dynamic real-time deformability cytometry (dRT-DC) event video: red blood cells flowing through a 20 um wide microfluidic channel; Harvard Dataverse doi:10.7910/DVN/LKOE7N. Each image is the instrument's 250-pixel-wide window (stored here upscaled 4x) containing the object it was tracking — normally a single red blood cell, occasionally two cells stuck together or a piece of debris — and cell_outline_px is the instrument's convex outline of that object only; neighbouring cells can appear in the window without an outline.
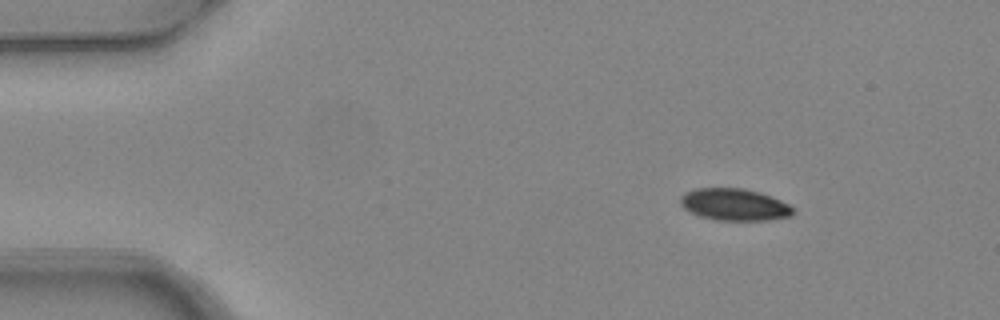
{"species": "common noctule bat (a hibernating species)", "species_latin": "Nyctalus noctula", "temperature_condition": "warm", "stored_images_in_passage": 5, "camera_frame_rate_fps": 3000, "um_per_image_px": 0.085, "animal": {"sex": "female", "body_mass_g": 24.6, "forearm_length_mm": 56.2}, "frame": {"image": 1, "passage_image": 2, "time_ms": 0.333, "image_size_px": [1000, 320], "cell_outline_px": [[792, 216], [768, 220], [716, 220], [700, 216], [688, 212], [680, 204], [680, 196], [696, 188], [744, 188], [760, 192], [780, 200], [788, 204], [792, 208]], "centroid_in_image_um": [62.4, 17.39], "position_along_channel_um": 22.6, "area_um2": 20.92}}
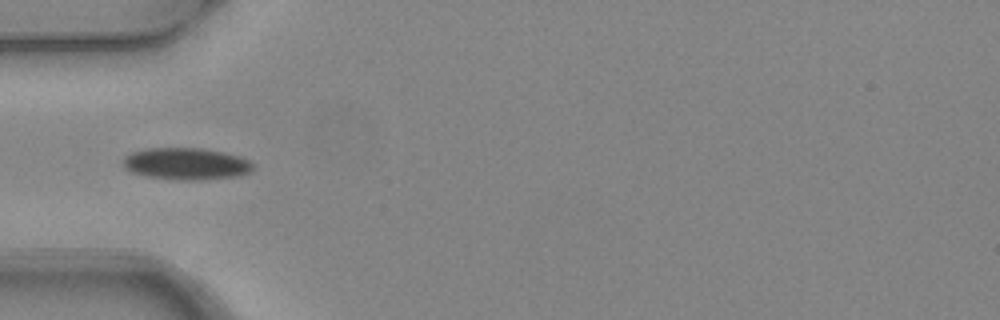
{"frame": {"image": 2, "passage_image": 5, "time_ms": 1.333, "image_size_px": [1000, 320], "cell_outline_px": [[252, 168], [248, 172], [240, 176], [200, 180], [176, 180], [148, 176], [132, 172], [124, 168], [124, 156], [132, 152], [144, 148], [204, 148], [224, 152], [240, 156], [248, 160], [252, 164]], "centroid_in_image_um": [15.82, 13.91], "position_along_channel_um": 69.2, "area_um2": 24.22}}